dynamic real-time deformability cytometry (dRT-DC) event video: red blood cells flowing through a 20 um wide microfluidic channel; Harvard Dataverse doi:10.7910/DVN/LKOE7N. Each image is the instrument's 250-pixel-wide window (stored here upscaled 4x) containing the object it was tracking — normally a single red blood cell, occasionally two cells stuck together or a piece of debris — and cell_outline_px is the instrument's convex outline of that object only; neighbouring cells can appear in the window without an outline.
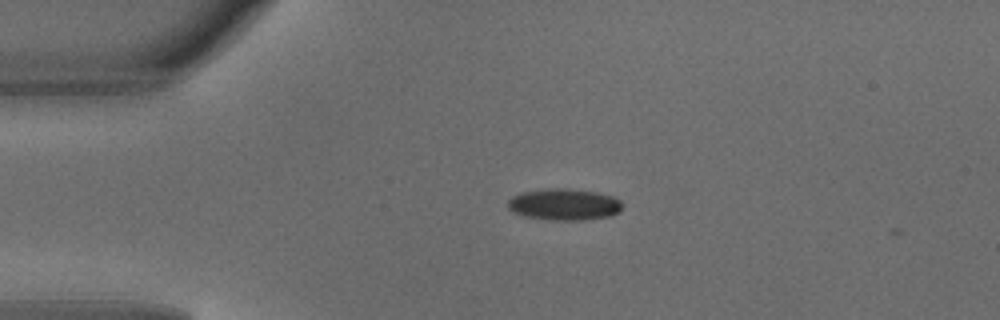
{"species": "common noctule bat (a hibernating species)", "species_latin": "Nyctalus noctula", "temperature_condition": "warm", "stored_images_in_passage": 2, "camera_frame_rate_fps": 3000, "um_per_image_px": 0.085, "animal": {"sex": "male", "body_mass_g": 18.8}, "frame": {"image": 1, "passage_image": 1, "time_ms": 0.0, "image_size_px": [1000, 320], "cell_outline_px": [[620, 212], [612, 216], [584, 220], [552, 220], [524, 216], [512, 212], [508, 208], [508, 200], [512, 196], [520, 192], [544, 188], [568, 188], [596, 192], [612, 196], [620, 200]], "centroid_in_image_um": [47.92, 17.37], "position_along_channel_um": 37.1, "area_um2": 21.27}}